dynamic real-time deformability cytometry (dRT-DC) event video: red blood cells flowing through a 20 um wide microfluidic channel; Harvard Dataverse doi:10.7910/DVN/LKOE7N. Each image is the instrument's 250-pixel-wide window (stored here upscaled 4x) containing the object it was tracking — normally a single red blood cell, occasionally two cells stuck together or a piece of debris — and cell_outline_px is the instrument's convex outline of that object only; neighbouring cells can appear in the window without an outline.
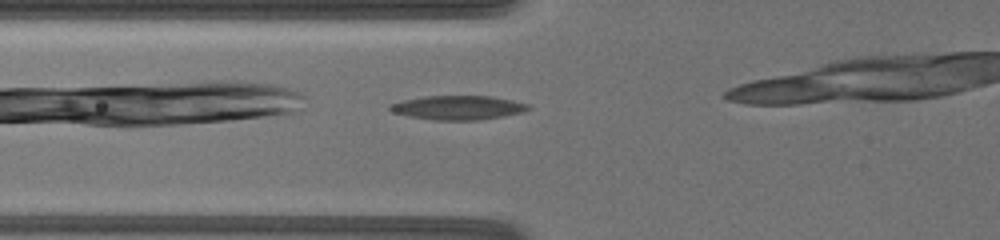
{"species": "common noctule bat (a hibernating species)", "species_latin": "Nyctalus noctula", "temperature_condition": "warm", "stored_images_in_passage": 9, "camera_frame_rate_fps": 3000, "um_per_image_px": 0.085, "animal": {"sex": "female", "body_mass_g": 19.5, "forearm_length_mm": 54.1}, "frame": {"image": 1, "passage_image": 4, "time_ms": 1.333, "image_size_px": [1000, 240], "cell_outline_px": [[532, 108], [520, 112], [504, 116], [476, 120], [436, 120], [408, 116], [396, 112], [388, 108], [388, 104], [404, 100], [424, 96], [488, 96], [512, 100], [532, 104]], "centroid_in_image_um": [38.96, 9.14], "position_along_channel_um": 86.8, "area_um2": 19.31}}
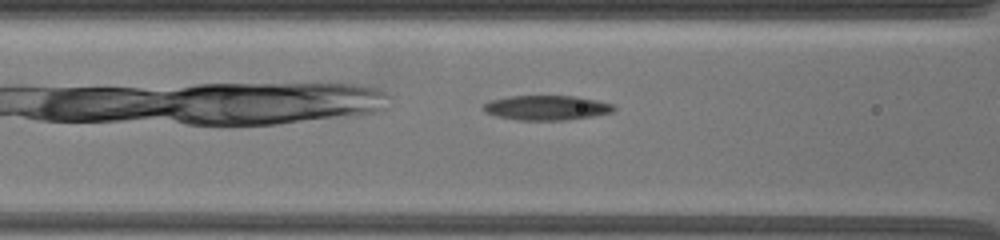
{"frame": {"image": 2, "passage_image": 7, "time_ms": 2.333, "image_size_px": [1000, 240], "cell_outline_px": [[616, 108], [612, 112], [592, 116], [564, 120], [520, 120], [496, 116], [484, 112], [484, 104], [492, 100], [512, 96], [576, 96], [616, 104]], "centroid_in_image_um": [46.5, 9.16], "position_along_channel_um": 120.1, "area_um2": 18.67}}